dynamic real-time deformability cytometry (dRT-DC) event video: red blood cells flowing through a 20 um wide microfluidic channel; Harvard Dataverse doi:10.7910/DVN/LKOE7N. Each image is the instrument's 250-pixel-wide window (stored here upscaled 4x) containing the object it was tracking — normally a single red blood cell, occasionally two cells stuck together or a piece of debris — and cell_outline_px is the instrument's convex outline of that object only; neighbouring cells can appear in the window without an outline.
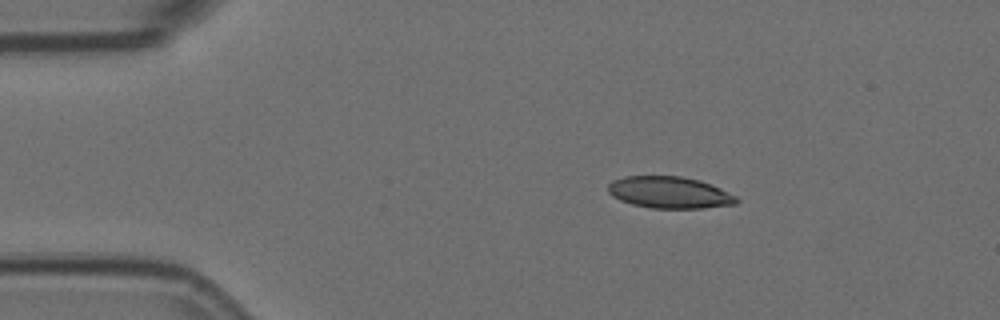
{"species": "Egyptian fruit bat (a non-hibernating species)", "species_latin": "Rousettus aegyptiacus", "temperature_condition": "room temperature", "stored_images_in_passage": 4, "camera_frame_rate_fps": 3000, "um_per_image_px": 0.085, "animal": {"sex": "female"}, "frame": {"image": 1, "passage_image": 2, "time_ms": 0.333, "image_size_px": [1000, 320], "cell_outline_px": [[740, 200], [736, 204], [704, 208], [652, 208], [632, 204], [620, 200], [612, 196], [608, 192], [608, 184], [612, 180], [624, 176], [680, 176], [700, 180], [720, 188], [736, 196]], "centroid_in_image_um": [56.9, 16.36], "position_along_channel_um": 28.1, "area_um2": 23.81}}